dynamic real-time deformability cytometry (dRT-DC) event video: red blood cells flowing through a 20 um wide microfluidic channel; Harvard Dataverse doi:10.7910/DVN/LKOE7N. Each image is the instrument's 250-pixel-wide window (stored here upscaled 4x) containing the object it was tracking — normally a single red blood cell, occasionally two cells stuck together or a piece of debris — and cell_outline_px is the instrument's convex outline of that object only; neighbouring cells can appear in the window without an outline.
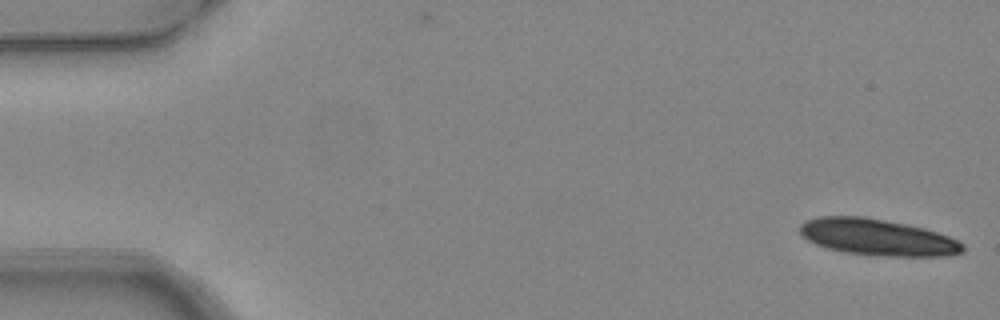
{"species": "common noctule bat (a hibernating species)", "species_latin": "Nyctalus noctula", "temperature_condition": "warm", "stored_images_in_passage": 6, "camera_frame_rate_fps": 3000, "um_per_image_px": 0.085, "animal": {"sex": "female", "body_mass_g": 24.6, "forearm_length_mm": 56.2}, "frame": {"image": 1, "passage_image": 1, "time_ms": 0.0, "image_size_px": [1000, 320], "cell_outline_px": [[964, 252], [952, 256], [892, 256], [844, 252], [828, 248], [816, 244], [800, 236], [800, 224], [804, 220], [820, 216], [864, 216], [924, 228], [948, 236], [964, 244]], "centroid_in_image_um": [74.57, 20.16], "position_along_channel_um": 10.4, "area_um2": 34.56}}
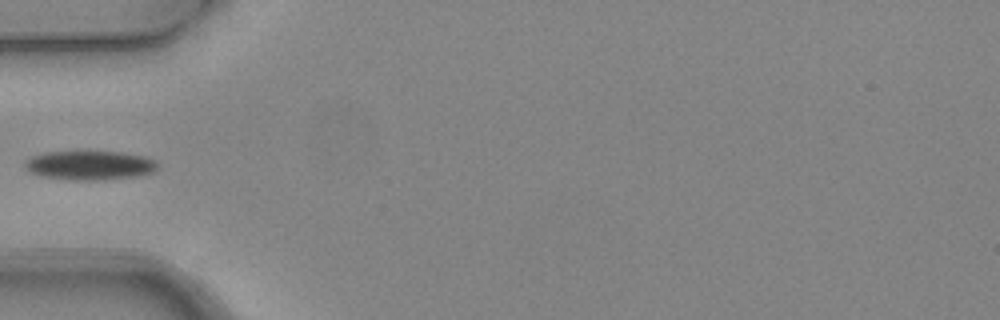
{"frame": {"image": 2, "passage_image": 6, "time_ms": 1.667, "image_size_px": [1000, 320], "cell_outline_px": [[156, 168], [152, 172], [136, 176], [104, 180], [72, 180], [40, 176], [28, 172], [24, 164], [24, 160], [32, 156], [44, 152], [120, 152], [144, 156], [156, 160]], "centroid_in_image_um": [7.58, 14.06], "position_along_channel_um": 77.4, "area_um2": 22.54}}